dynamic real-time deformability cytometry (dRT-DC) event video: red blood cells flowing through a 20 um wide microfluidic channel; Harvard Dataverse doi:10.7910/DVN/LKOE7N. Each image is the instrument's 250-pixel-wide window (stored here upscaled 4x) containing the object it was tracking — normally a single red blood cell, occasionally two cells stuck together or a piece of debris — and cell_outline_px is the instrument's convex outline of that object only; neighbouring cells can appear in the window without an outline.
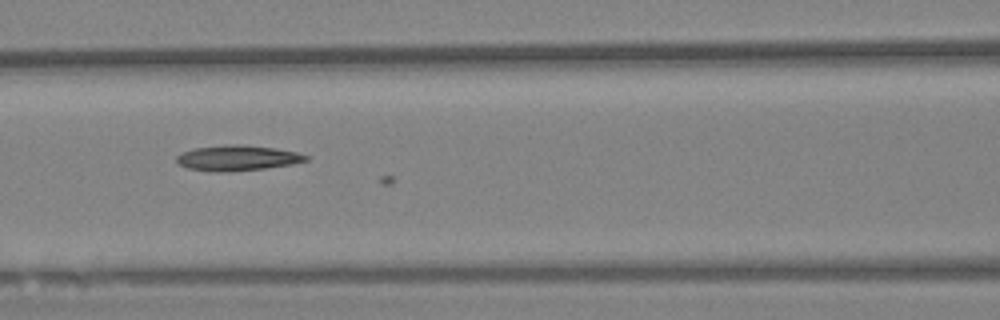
{"species": "Egyptian fruit bat (a non-hibernating species)", "species_latin": "Rousettus aegyptiacus", "temperature_condition": "warm", "stored_images_in_passage": 28, "camera_frame_rate_fps": 3000, "um_per_image_px": 0.085, "animal": {"sex": "female"}, "frame": {"image": 1, "passage_image": 27, "time_ms": 8.667, "image_size_px": [1000, 320], "cell_outline_px": [[308, 160], [292, 164], [264, 168], [228, 172], [220, 172], [188, 168], [180, 164], [176, 160], [176, 156], [184, 152], [196, 148], [224, 144], [244, 144], [276, 148], [296, 152], [308, 156]], "centroid_in_image_um": [20.2, 13.42], "position_along_channel_um": 146.4, "area_um2": 19.02}}